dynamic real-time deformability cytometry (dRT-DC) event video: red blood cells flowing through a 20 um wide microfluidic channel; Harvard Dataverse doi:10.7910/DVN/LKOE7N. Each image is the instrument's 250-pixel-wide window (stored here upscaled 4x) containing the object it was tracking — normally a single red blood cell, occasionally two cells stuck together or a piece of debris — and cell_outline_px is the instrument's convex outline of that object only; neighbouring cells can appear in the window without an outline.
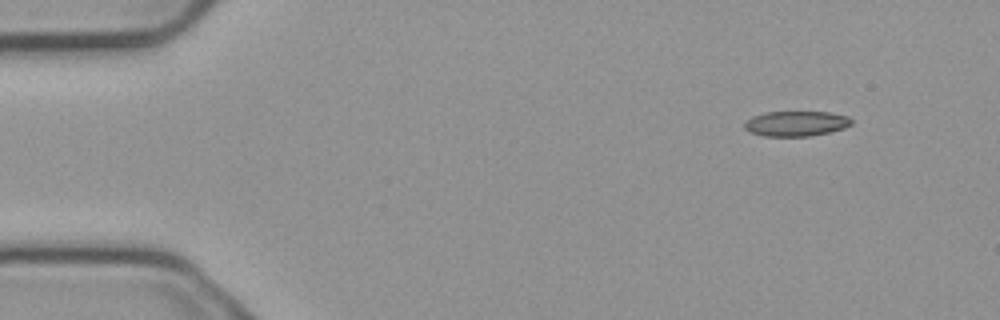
{"species": "common noctule bat (a hibernating species)", "species_latin": "Nyctalus noctula", "temperature_condition": "cold", "stored_images_in_passage": 4, "camera_frame_rate_fps": 3000, "um_per_image_px": 0.085, "animal": {"sex": "male", "body_mass_g": 23.1, "forearm_length_mm": 52.7}, "frame": {"image": 1, "passage_image": 1, "time_ms": 0.0, "image_size_px": [1000, 320], "cell_outline_px": [[852, 124], [844, 128], [828, 132], [808, 136], [764, 136], [752, 132], [744, 128], [744, 124], [752, 116], [764, 112], [828, 112], [848, 116], [852, 120]], "centroid_in_image_um": [67.67, 10.5], "position_along_channel_um": 17.3, "area_um2": 15.55}}
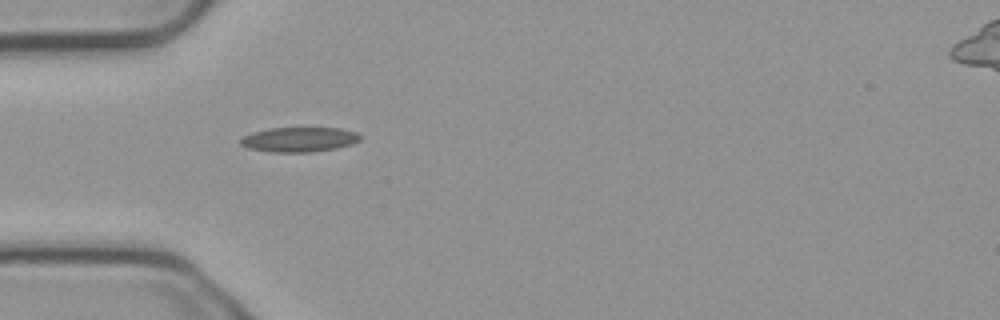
{"frame": {"image": 2, "passage_image": 4, "time_ms": 1.0, "image_size_px": [1000, 320], "cell_outline_px": [[360, 140], [352, 144], [336, 148], [312, 152], [272, 152], [248, 148], [240, 144], [240, 140], [244, 136], [252, 132], [268, 128], [340, 128], [356, 132], [360, 136]], "centroid_in_image_um": [25.42, 11.86], "position_along_channel_um": 59.6, "area_um2": 17.22}}